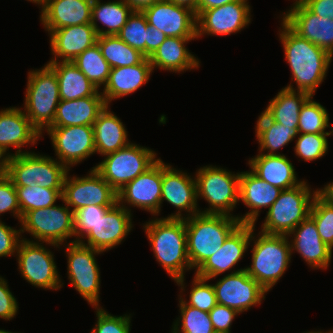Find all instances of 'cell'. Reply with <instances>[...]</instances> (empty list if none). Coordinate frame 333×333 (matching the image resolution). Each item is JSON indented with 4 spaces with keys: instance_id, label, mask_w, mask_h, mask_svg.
Listing matches in <instances>:
<instances>
[{
    "instance_id": "d6a6232c",
    "label": "cell",
    "mask_w": 333,
    "mask_h": 333,
    "mask_svg": "<svg viewBox=\"0 0 333 333\" xmlns=\"http://www.w3.org/2000/svg\"><path fill=\"white\" fill-rule=\"evenodd\" d=\"M292 86L289 85L278 92L263 113L271 121L289 128H298L301 107L311 95Z\"/></svg>"
},
{
    "instance_id": "f35d334b",
    "label": "cell",
    "mask_w": 333,
    "mask_h": 333,
    "mask_svg": "<svg viewBox=\"0 0 333 333\" xmlns=\"http://www.w3.org/2000/svg\"><path fill=\"white\" fill-rule=\"evenodd\" d=\"M15 189L20 206L21 218L28 211L54 206L58 198L62 199L63 189H49L40 187L38 184L34 187L22 186L15 187Z\"/></svg>"
},
{
    "instance_id": "4316f807",
    "label": "cell",
    "mask_w": 333,
    "mask_h": 333,
    "mask_svg": "<svg viewBox=\"0 0 333 333\" xmlns=\"http://www.w3.org/2000/svg\"><path fill=\"white\" fill-rule=\"evenodd\" d=\"M296 233V234H295ZM294 234L291 250H296L313 268L325 269L332 257V249L319 236L314 220L309 216L295 227L287 236Z\"/></svg>"
},
{
    "instance_id": "5bb4252c",
    "label": "cell",
    "mask_w": 333,
    "mask_h": 333,
    "mask_svg": "<svg viewBox=\"0 0 333 333\" xmlns=\"http://www.w3.org/2000/svg\"><path fill=\"white\" fill-rule=\"evenodd\" d=\"M213 285L217 304L235 309L238 313L260 304L267 291L247 271L240 269L219 279Z\"/></svg>"
},
{
    "instance_id": "277c9868",
    "label": "cell",
    "mask_w": 333,
    "mask_h": 333,
    "mask_svg": "<svg viewBox=\"0 0 333 333\" xmlns=\"http://www.w3.org/2000/svg\"><path fill=\"white\" fill-rule=\"evenodd\" d=\"M5 174L15 187L37 184L49 189H63L65 177L70 170L59 161L35 153L7 154Z\"/></svg>"
},
{
    "instance_id": "b9f144b4",
    "label": "cell",
    "mask_w": 333,
    "mask_h": 333,
    "mask_svg": "<svg viewBox=\"0 0 333 333\" xmlns=\"http://www.w3.org/2000/svg\"><path fill=\"white\" fill-rule=\"evenodd\" d=\"M148 23L142 11H133L117 36L146 57Z\"/></svg>"
},
{
    "instance_id": "ba28073f",
    "label": "cell",
    "mask_w": 333,
    "mask_h": 333,
    "mask_svg": "<svg viewBox=\"0 0 333 333\" xmlns=\"http://www.w3.org/2000/svg\"><path fill=\"white\" fill-rule=\"evenodd\" d=\"M195 180L197 199L203 197L211 206L202 214L231 215L239 201L240 173L235 175L220 167L205 166L198 170Z\"/></svg>"
},
{
    "instance_id": "d590c367",
    "label": "cell",
    "mask_w": 333,
    "mask_h": 333,
    "mask_svg": "<svg viewBox=\"0 0 333 333\" xmlns=\"http://www.w3.org/2000/svg\"><path fill=\"white\" fill-rule=\"evenodd\" d=\"M256 125V136L260 144V151L267 149L269 155H278L276 151L287 145L299 134L298 128H289L271 121L263 112Z\"/></svg>"
},
{
    "instance_id": "8d00e7d4",
    "label": "cell",
    "mask_w": 333,
    "mask_h": 333,
    "mask_svg": "<svg viewBox=\"0 0 333 333\" xmlns=\"http://www.w3.org/2000/svg\"><path fill=\"white\" fill-rule=\"evenodd\" d=\"M96 43L111 68L132 66L141 63L146 58L117 35L97 36Z\"/></svg>"
},
{
    "instance_id": "6da1fadb",
    "label": "cell",
    "mask_w": 333,
    "mask_h": 333,
    "mask_svg": "<svg viewBox=\"0 0 333 333\" xmlns=\"http://www.w3.org/2000/svg\"><path fill=\"white\" fill-rule=\"evenodd\" d=\"M280 39L298 91L312 96L323 82L332 56L317 45L300 37L284 21Z\"/></svg>"
},
{
    "instance_id": "ac0fdd59",
    "label": "cell",
    "mask_w": 333,
    "mask_h": 333,
    "mask_svg": "<svg viewBox=\"0 0 333 333\" xmlns=\"http://www.w3.org/2000/svg\"><path fill=\"white\" fill-rule=\"evenodd\" d=\"M147 23L167 37L197 38L196 16L189 8L161 0L142 10Z\"/></svg>"
},
{
    "instance_id": "e575fe53",
    "label": "cell",
    "mask_w": 333,
    "mask_h": 333,
    "mask_svg": "<svg viewBox=\"0 0 333 333\" xmlns=\"http://www.w3.org/2000/svg\"><path fill=\"white\" fill-rule=\"evenodd\" d=\"M133 11L123 0L107 3L93 0L91 24L97 36L117 35ZM98 20L107 27L105 31L98 27L96 23Z\"/></svg>"
},
{
    "instance_id": "681fc988",
    "label": "cell",
    "mask_w": 333,
    "mask_h": 333,
    "mask_svg": "<svg viewBox=\"0 0 333 333\" xmlns=\"http://www.w3.org/2000/svg\"><path fill=\"white\" fill-rule=\"evenodd\" d=\"M239 314L235 309L217 304L210 312V318L216 333H230V325Z\"/></svg>"
},
{
    "instance_id": "7dc6e473",
    "label": "cell",
    "mask_w": 333,
    "mask_h": 333,
    "mask_svg": "<svg viewBox=\"0 0 333 333\" xmlns=\"http://www.w3.org/2000/svg\"><path fill=\"white\" fill-rule=\"evenodd\" d=\"M97 310V323L91 333H130V316H112L100 307Z\"/></svg>"
},
{
    "instance_id": "8fae6325",
    "label": "cell",
    "mask_w": 333,
    "mask_h": 333,
    "mask_svg": "<svg viewBox=\"0 0 333 333\" xmlns=\"http://www.w3.org/2000/svg\"><path fill=\"white\" fill-rule=\"evenodd\" d=\"M68 274L71 284L92 306H99L100 273L94 254H100L80 242L67 244Z\"/></svg>"
},
{
    "instance_id": "60d3db41",
    "label": "cell",
    "mask_w": 333,
    "mask_h": 333,
    "mask_svg": "<svg viewBox=\"0 0 333 333\" xmlns=\"http://www.w3.org/2000/svg\"><path fill=\"white\" fill-rule=\"evenodd\" d=\"M181 330H179V320L174 323L172 333H216L208 312L201 311L195 307L186 305L184 299L180 297Z\"/></svg>"
},
{
    "instance_id": "cb8c5ba5",
    "label": "cell",
    "mask_w": 333,
    "mask_h": 333,
    "mask_svg": "<svg viewBox=\"0 0 333 333\" xmlns=\"http://www.w3.org/2000/svg\"><path fill=\"white\" fill-rule=\"evenodd\" d=\"M50 46L53 59L49 62L58 61L56 57L62 58V62H72L86 49L96 44L97 34L92 24H81L63 27L50 31Z\"/></svg>"
},
{
    "instance_id": "91938a15",
    "label": "cell",
    "mask_w": 333,
    "mask_h": 333,
    "mask_svg": "<svg viewBox=\"0 0 333 333\" xmlns=\"http://www.w3.org/2000/svg\"><path fill=\"white\" fill-rule=\"evenodd\" d=\"M0 153V176H2L5 173V156Z\"/></svg>"
},
{
    "instance_id": "f1b7e54d",
    "label": "cell",
    "mask_w": 333,
    "mask_h": 333,
    "mask_svg": "<svg viewBox=\"0 0 333 333\" xmlns=\"http://www.w3.org/2000/svg\"><path fill=\"white\" fill-rule=\"evenodd\" d=\"M153 72L149 58L128 67L111 68L102 96L108 105L111 100L135 92L147 83Z\"/></svg>"
},
{
    "instance_id": "7bdbcfd3",
    "label": "cell",
    "mask_w": 333,
    "mask_h": 333,
    "mask_svg": "<svg viewBox=\"0 0 333 333\" xmlns=\"http://www.w3.org/2000/svg\"><path fill=\"white\" fill-rule=\"evenodd\" d=\"M310 217L314 220L322 241L333 248V203L318 193L313 199Z\"/></svg>"
},
{
    "instance_id": "f546056e",
    "label": "cell",
    "mask_w": 333,
    "mask_h": 333,
    "mask_svg": "<svg viewBox=\"0 0 333 333\" xmlns=\"http://www.w3.org/2000/svg\"><path fill=\"white\" fill-rule=\"evenodd\" d=\"M249 165L251 172L258 178L282 190L296 187L302 183L297 180L294 166L283 154L259 153L255 158L249 160Z\"/></svg>"
},
{
    "instance_id": "c3c4849f",
    "label": "cell",
    "mask_w": 333,
    "mask_h": 333,
    "mask_svg": "<svg viewBox=\"0 0 333 333\" xmlns=\"http://www.w3.org/2000/svg\"><path fill=\"white\" fill-rule=\"evenodd\" d=\"M11 211L21 221V211L17 192L11 179L4 173L0 176V215Z\"/></svg>"
},
{
    "instance_id": "5b68a950",
    "label": "cell",
    "mask_w": 333,
    "mask_h": 333,
    "mask_svg": "<svg viewBox=\"0 0 333 333\" xmlns=\"http://www.w3.org/2000/svg\"><path fill=\"white\" fill-rule=\"evenodd\" d=\"M259 234L252 249V264L245 270L268 292L285 273L292 250L287 235Z\"/></svg>"
},
{
    "instance_id": "484cf974",
    "label": "cell",
    "mask_w": 333,
    "mask_h": 333,
    "mask_svg": "<svg viewBox=\"0 0 333 333\" xmlns=\"http://www.w3.org/2000/svg\"><path fill=\"white\" fill-rule=\"evenodd\" d=\"M282 189L272 186L258 178L252 172H241L239 181V200H242L250 212L238 217L240 223L254 224L262 207H269L279 197Z\"/></svg>"
},
{
    "instance_id": "bcb514c9",
    "label": "cell",
    "mask_w": 333,
    "mask_h": 333,
    "mask_svg": "<svg viewBox=\"0 0 333 333\" xmlns=\"http://www.w3.org/2000/svg\"><path fill=\"white\" fill-rule=\"evenodd\" d=\"M206 281L195 275L189 301L184 303L209 313L217 305V300L213 285L206 284Z\"/></svg>"
},
{
    "instance_id": "1f68e13d",
    "label": "cell",
    "mask_w": 333,
    "mask_h": 333,
    "mask_svg": "<svg viewBox=\"0 0 333 333\" xmlns=\"http://www.w3.org/2000/svg\"><path fill=\"white\" fill-rule=\"evenodd\" d=\"M108 108L107 105L93 124L96 152L101 155L116 152L130 144L123 123Z\"/></svg>"
},
{
    "instance_id": "f6af8a7d",
    "label": "cell",
    "mask_w": 333,
    "mask_h": 333,
    "mask_svg": "<svg viewBox=\"0 0 333 333\" xmlns=\"http://www.w3.org/2000/svg\"><path fill=\"white\" fill-rule=\"evenodd\" d=\"M112 206H98V205H88L82 207L74 212V235L78 239L74 242H79L81 239L86 236L98 222L100 218H103L105 213ZM79 236H81L79 238ZM80 239V240H79Z\"/></svg>"
},
{
    "instance_id": "7a4b0ae2",
    "label": "cell",
    "mask_w": 333,
    "mask_h": 333,
    "mask_svg": "<svg viewBox=\"0 0 333 333\" xmlns=\"http://www.w3.org/2000/svg\"><path fill=\"white\" fill-rule=\"evenodd\" d=\"M144 228L157 261L183 290L185 267L192 268L187 252L185 217L152 220Z\"/></svg>"
},
{
    "instance_id": "f5cc1de1",
    "label": "cell",
    "mask_w": 333,
    "mask_h": 333,
    "mask_svg": "<svg viewBox=\"0 0 333 333\" xmlns=\"http://www.w3.org/2000/svg\"><path fill=\"white\" fill-rule=\"evenodd\" d=\"M311 12L321 18L333 19V0H300Z\"/></svg>"
},
{
    "instance_id": "6125c7cd",
    "label": "cell",
    "mask_w": 333,
    "mask_h": 333,
    "mask_svg": "<svg viewBox=\"0 0 333 333\" xmlns=\"http://www.w3.org/2000/svg\"><path fill=\"white\" fill-rule=\"evenodd\" d=\"M308 333H323V332L318 331V332H308ZM326 333H333V330H332V331H329V332H326Z\"/></svg>"
},
{
    "instance_id": "52a82bcc",
    "label": "cell",
    "mask_w": 333,
    "mask_h": 333,
    "mask_svg": "<svg viewBox=\"0 0 333 333\" xmlns=\"http://www.w3.org/2000/svg\"><path fill=\"white\" fill-rule=\"evenodd\" d=\"M310 193L305 181L296 187L282 190L276 201L268 208L261 232L288 235L310 216L313 199L319 190Z\"/></svg>"
},
{
    "instance_id": "3957f363",
    "label": "cell",
    "mask_w": 333,
    "mask_h": 333,
    "mask_svg": "<svg viewBox=\"0 0 333 333\" xmlns=\"http://www.w3.org/2000/svg\"><path fill=\"white\" fill-rule=\"evenodd\" d=\"M240 224L237 217L198 213L185 218L187 252L191 267L198 269L223 245Z\"/></svg>"
},
{
    "instance_id": "83f0119b",
    "label": "cell",
    "mask_w": 333,
    "mask_h": 333,
    "mask_svg": "<svg viewBox=\"0 0 333 333\" xmlns=\"http://www.w3.org/2000/svg\"><path fill=\"white\" fill-rule=\"evenodd\" d=\"M107 106L102 93L76 100H60L50 127L93 126L98 115Z\"/></svg>"
},
{
    "instance_id": "db71d44e",
    "label": "cell",
    "mask_w": 333,
    "mask_h": 333,
    "mask_svg": "<svg viewBox=\"0 0 333 333\" xmlns=\"http://www.w3.org/2000/svg\"><path fill=\"white\" fill-rule=\"evenodd\" d=\"M166 38L167 36L163 32L148 24L146 58H150Z\"/></svg>"
},
{
    "instance_id": "6f0895ef",
    "label": "cell",
    "mask_w": 333,
    "mask_h": 333,
    "mask_svg": "<svg viewBox=\"0 0 333 333\" xmlns=\"http://www.w3.org/2000/svg\"><path fill=\"white\" fill-rule=\"evenodd\" d=\"M167 1L172 2L178 6L189 8L191 11L195 13V16L198 15L199 0H167Z\"/></svg>"
},
{
    "instance_id": "7402d4cb",
    "label": "cell",
    "mask_w": 333,
    "mask_h": 333,
    "mask_svg": "<svg viewBox=\"0 0 333 333\" xmlns=\"http://www.w3.org/2000/svg\"><path fill=\"white\" fill-rule=\"evenodd\" d=\"M164 200L179 209L177 213L166 218L182 219V210L189 214L192 212L190 215L201 213L197 210L196 180L165 163H163L161 203Z\"/></svg>"
},
{
    "instance_id": "44dd1931",
    "label": "cell",
    "mask_w": 333,
    "mask_h": 333,
    "mask_svg": "<svg viewBox=\"0 0 333 333\" xmlns=\"http://www.w3.org/2000/svg\"><path fill=\"white\" fill-rule=\"evenodd\" d=\"M130 213L127 207L125 208L117 202L85 236L88 244L82 240L79 242L101 252L115 247L122 242L132 228Z\"/></svg>"
},
{
    "instance_id": "9a60e30c",
    "label": "cell",
    "mask_w": 333,
    "mask_h": 333,
    "mask_svg": "<svg viewBox=\"0 0 333 333\" xmlns=\"http://www.w3.org/2000/svg\"><path fill=\"white\" fill-rule=\"evenodd\" d=\"M47 132L59 162L67 168L96 152L93 126L49 127Z\"/></svg>"
},
{
    "instance_id": "ab89813d",
    "label": "cell",
    "mask_w": 333,
    "mask_h": 333,
    "mask_svg": "<svg viewBox=\"0 0 333 333\" xmlns=\"http://www.w3.org/2000/svg\"><path fill=\"white\" fill-rule=\"evenodd\" d=\"M312 98L311 95L301 107L298 133L332 134V132H325V129L329 127V116L326 109Z\"/></svg>"
},
{
    "instance_id": "ee69618b",
    "label": "cell",
    "mask_w": 333,
    "mask_h": 333,
    "mask_svg": "<svg viewBox=\"0 0 333 333\" xmlns=\"http://www.w3.org/2000/svg\"><path fill=\"white\" fill-rule=\"evenodd\" d=\"M295 153L305 161H313L321 158L328 150L327 137L331 134H298Z\"/></svg>"
},
{
    "instance_id": "be15d7a7",
    "label": "cell",
    "mask_w": 333,
    "mask_h": 333,
    "mask_svg": "<svg viewBox=\"0 0 333 333\" xmlns=\"http://www.w3.org/2000/svg\"><path fill=\"white\" fill-rule=\"evenodd\" d=\"M0 333H12V332H9V331L1 330V329H0Z\"/></svg>"
},
{
    "instance_id": "836d02e7",
    "label": "cell",
    "mask_w": 333,
    "mask_h": 333,
    "mask_svg": "<svg viewBox=\"0 0 333 333\" xmlns=\"http://www.w3.org/2000/svg\"><path fill=\"white\" fill-rule=\"evenodd\" d=\"M56 74L59 84L60 100H76L94 96L98 89L72 62H48Z\"/></svg>"
},
{
    "instance_id": "d4e9b609",
    "label": "cell",
    "mask_w": 333,
    "mask_h": 333,
    "mask_svg": "<svg viewBox=\"0 0 333 333\" xmlns=\"http://www.w3.org/2000/svg\"><path fill=\"white\" fill-rule=\"evenodd\" d=\"M41 133L31 124L24 112L19 108H7L0 111V153L4 156L7 149L18 148L17 154L25 144H35Z\"/></svg>"
},
{
    "instance_id": "30bf717a",
    "label": "cell",
    "mask_w": 333,
    "mask_h": 333,
    "mask_svg": "<svg viewBox=\"0 0 333 333\" xmlns=\"http://www.w3.org/2000/svg\"><path fill=\"white\" fill-rule=\"evenodd\" d=\"M69 206H51L26 212L21 218V232L27 231L43 243L58 247L74 236V212Z\"/></svg>"
},
{
    "instance_id": "816d5d0a",
    "label": "cell",
    "mask_w": 333,
    "mask_h": 333,
    "mask_svg": "<svg viewBox=\"0 0 333 333\" xmlns=\"http://www.w3.org/2000/svg\"><path fill=\"white\" fill-rule=\"evenodd\" d=\"M16 298L10 292L5 279L0 277V318L11 320L17 313Z\"/></svg>"
},
{
    "instance_id": "7c38bea8",
    "label": "cell",
    "mask_w": 333,
    "mask_h": 333,
    "mask_svg": "<svg viewBox=\"0 0 333 333\" xmlns=\"http://www.w3.org/2000/svg\"><path fill=\"white\" fill-rule=\"evenodd\" d=\"M16 252L19 269L27 282L48 290L62 287L53 255L43 245L22 238Z\"/></svg>"
},
{
    "instance_id": "11a10c76",
    "label": "cell",
    "mask_w": 333,
    "mask_h": 333,
    "mask_svg": "<svg viewBox=\"0 0 333 333\" xmlns=\"http://www.w3.org/2000/svg\"><path fill=\"white\" fill-rule=\"evenodd\" d=\"M238 0H199L198 2V14L204 10L219 7L227 3H231Z\"/></svg>"
},
{
    "instance_id": "603a6c76",
    "label": "cell",
    "mask_w": 333,
    "mask_h": 333,
    "mask_svg": "<svg viewBox=\"0 0 333 333\" xmlns=\"http://www.w3.org/2000/svg\"><path fill=\"white\" fill-rule=\"evenodd\" d=\"M92 4L93 0H46L40 18L48 32L91 24Z\"/></svg>"
},
{
    "instance_id": "4fadbf2b",
    "label": "cell",
    "mask_w": 333,
    "mask_h": 333,
    "mask_svg": "<svg viewBox=\"0 0 333 333\" xmlns=\"http://www.w3.org/2000/svg\"><path fill=\"white\" fill-rule=\"evenodd\" d=\"M68 206H73V212L88 206H114L118 202L117 192L93 168L87 177H65L62 199Z\"/></svg>"
},
{
    "instance_id": "74e56055",
    "label": "cell",
    "mask_w": 333,
    "mask_h": 333,
    "mask_svg": "<svg viewBox=\"0 0 333 333\" xmlns=\"http://www.w3.org/2000/svg\"><path fill=\"white\" fill-rule=\"evenodd\" d=\"M72 63L78 67L98 90L102 84L106 85L111 67L102 56L97 43L77 56Z\"/></svg>"
},
{
    "instance_id": "ffe728a7",
    "label": "cell",
    "mask_w": 333,
    "mask_h": 333,
    "mask_svg": "<svg viewBox=\"0 0 333 333\" xmlns=\"http://www.w3.org/2000/svg\"><path fill=\"white\" fill-rule=\"evenodd\" d=\"M293 5L284 14L283 21L300 37L333 56V19L314 14L300 0Z\"/></svg>"
},
{
    "instance_id": "4dcf8cb0",
    "label": "cell",
    "mask_w": 333,
    "mask_h": 333,
    "mask_svg": "<svg viewBox=\"0 0 333 333\" xmlns=\"http://www.w3.org/2000/svg\"><path fill=\"white\" fill-rule=\"evenodd\" d=\"M195 38L167 37L149 58L152 69H160L172 72H181L197 68L199 61L185 47V43Z\"/></svg>"
},
{
    "instance_id": "2e32d148",
    "label": "cell",
    "mask_w": 333,
    "mask_h": 333,
    "mask_svg": "<svg viewBox=\"0 0 333 333\" xmlns=\"http://www.w3.org/2000/svg\"><path fill=\"white\" fill-rule=\"evenodd\" d=\"M162 179L163 161L158 159L149 169L117 192L118 203L123 206V202H127L158 215L161 210Z\"/></svg>"
},
{
    "instance_id": "8992f818",
    "label": "cell",
    "mask_w": 333,
    "mask_h": 333,
    "mask_svg": "<svg viewBox=\"0 0 333 333\" xmlns=\"http://www.w3.org/2000/svg\"><path fill=\"white\" fill-rule=\"evenodd\" d=\"M60 103L59 84L55 72L46 64L41 70L29 72L24 113L41 133L52 124Z\"/></svg>"
},
{
    "instance_id": "9f6ffc18",
    "label": "cell",
    "mask_w": 333,
    "mask_h": 333,
    "mask_svg": "<svg viewBox=\"0 0 333 333\" xmlns=\"http://www.w3.org/2000/svg\"><path fill=\"white\" fill-rule=\"evenodd\" d=\"M123 1L134 11H142L143 9L161 0H123Z\"/></svg>"
},
{
    "instance_id": "d6986e66",
    "label": "cell",
    "mask_w": 333,
    "mask_h": 333,
    "mask_svg": "<svg viewBox=\"0 0 333 333\" xmlns=\"http://www.w3.org/2000/svg\"><path fill=\"white\" fill-rule=\"evenodd\" d=\"M254 224L240 223L226 238L221 249L210 256L196 271L195 275L207 280L231 269L243 257L250 241L253 240Z\"/></svg>"
},
{
    "instance_id": "f907efd6",
    "label": "cell",
    "mask_w": 333,
    "mask_h": 333,
    "mask_svg": "<svg viewBox=\"0 0 333 333\" xmlns=\"http://www.w3.org/2000/svg\"><path fill=\"white\" fill-rule=\"evenodd\" d=\"M21 230L6 226L0 221V257L11 256L17 251Z\"/></svg>"
},
{
    "instance_id": "9c48e42d",
    "label": "cell",
    "mask_w": 333,
    "mask_h": 333,
    "mask_svg": "<svg viewBox=\"0 0 333 333\" xmlns=\"http://www.w3.org/2000/svg\"><path fill=\"white\" fill-rule=\"evenodd\" d=\"M146 147L130 143L128 146L106 154V158L93 167L110 186L119 192L127 183L149 169L158 159Z\"/></svg>"
},
{
    "instance_id": "94428289",
    "label": "cell",
    "mask_w": 333,
    "mask_h": 333,
    "mask_svg": "<svg viewBox=\"0 0 333 333\" xmlns=\"http://www.w3.org/2000/svg\"><path fill=\"white\" fill-rule=\"evenodd\" d=\"M28 1H32L37 4H41L42 5L41 7L43 9L46 0H28Z\"/></svg>"
},
{
    "instance_id": "680465c9",
    "label": "cell",
    "mask_w": 333,
    "mask_h": 333,
    "mask_svg": "<svg viewBox=\"0 0 333 333\" xmlns=\"http://www.w3.org/2000/svg\"><path fill=\"white\" fill-rule=\"evenodd\" d=\"M319 193L325 197L329 202L333 203V182L325 185V187L319 190Z\"/></svg>"
},
{
    "instance_id": "e0dca14e",
    "label": "cell",
    "mask_w": 333,
    "mask_h": 333,
    "mask_svg": "<svg viewBox=\"0 0 333 333\" xmlns=\"http://www.w3.org/2000/svg\"><path fill=\"white\" fill-rule=\"evenodd\" d=\"M247 0H238L200 12L196 16V36L202 34L228 35L236 33L250 23Z\"/></svg>"
}]
</instances>
